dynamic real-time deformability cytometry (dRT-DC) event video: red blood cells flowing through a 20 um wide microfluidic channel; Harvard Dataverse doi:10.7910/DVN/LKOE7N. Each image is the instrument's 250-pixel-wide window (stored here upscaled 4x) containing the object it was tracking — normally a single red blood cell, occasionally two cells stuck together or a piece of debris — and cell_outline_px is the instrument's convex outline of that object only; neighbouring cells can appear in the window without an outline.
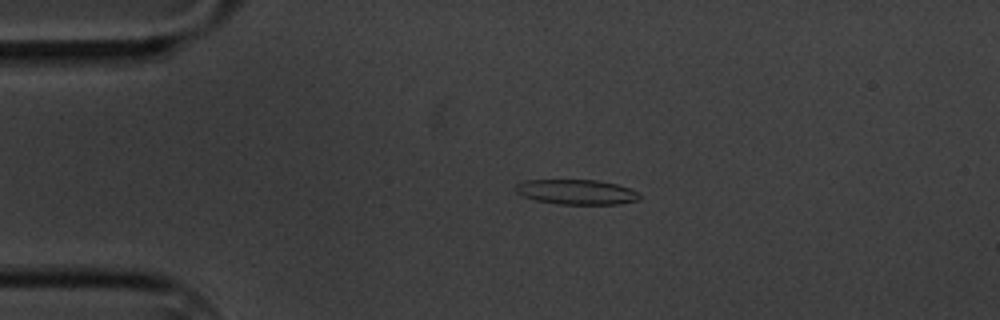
{"species": "common noctule bat (a hibernating species)", "species_latin": "Nyctalus noctula", "temperature_condition": "cold", "stored_images_in_passage": 3, "camera_frame_rate_fps": 3000, "um_per_image_px": 0.085, "animal": {"sex": "male", "body_mass_g": 20.1, "forearm_length_mm": 53.5}, "frame": {"image": 1, "passage_image": 2, "time_ms": 2.333, "image_size_px": [1000, 320], "cell_outline_px": [[640, 200], [620, 204], [560, 204], [536, 200], [524, 196], [516, 192], [516, 184], [524, 180], [596, 180], [616, 184], [628, 188], [636, 192], [640, 196]], "centroid_in_image_um": [49.0, 16.32], "position_along_channel_um": 36.0, "area_um2": 17.86}}